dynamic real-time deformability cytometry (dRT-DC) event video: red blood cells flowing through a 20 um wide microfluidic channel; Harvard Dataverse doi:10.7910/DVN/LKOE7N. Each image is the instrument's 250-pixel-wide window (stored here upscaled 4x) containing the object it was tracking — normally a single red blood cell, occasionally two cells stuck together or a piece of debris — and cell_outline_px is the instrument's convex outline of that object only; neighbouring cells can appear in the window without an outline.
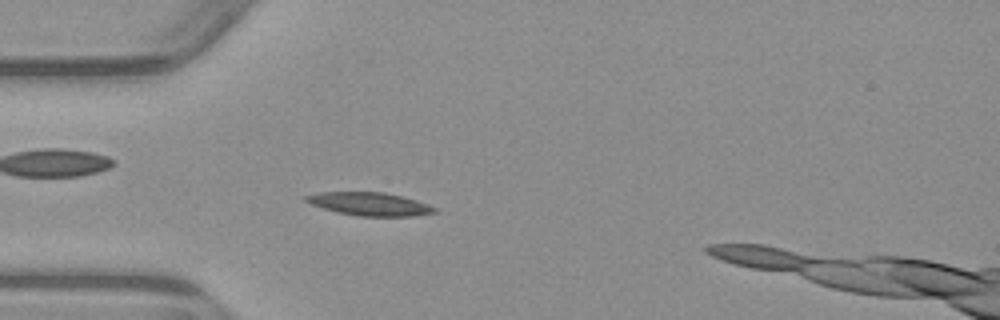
{"species": "common noctule bat (a hibernating species)", "species_latin": "Nyctalus noctula", "temperature_condition": "warm", "stored_images_in_passage": 1, "camera_frame_rate_fps": 3000, "um_per_image_px": 0.085, "animal": {"sex": "male", "body_mass_g": 23.1, "forearm_length_mm": 52.7}, "frame": {"image": 1, "passage_image": 1, "time_ms": 0.0, "image_size_px": [1000, 320], "cell_outline_px": [[440, 212], [416, 216], [360, 216], [336, 212], [312, 204], [304, 200], [304, 196], [320, 192], [384, 192], [416, 200], [428, 204], [436, 208]], "centroid_in_image_um": [31.46, 17.34], "position_along_channel_um": 53.5, "area_um2": 17.34}}